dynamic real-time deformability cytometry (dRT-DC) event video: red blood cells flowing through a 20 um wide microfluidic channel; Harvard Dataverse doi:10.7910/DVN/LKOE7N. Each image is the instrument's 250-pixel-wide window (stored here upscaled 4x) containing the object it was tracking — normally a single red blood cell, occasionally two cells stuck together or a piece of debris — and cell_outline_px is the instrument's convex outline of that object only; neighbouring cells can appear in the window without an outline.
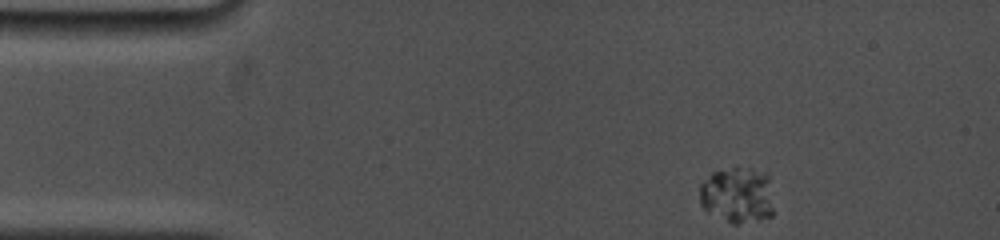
{"species": "common noctule bat (a hibernating species)", "species_latin": "Nyctalus noctula", "temperature_condition": "cold", "stored_images_in_passage": 31, "camera_frame_rate_fps": 5000, "um_per_image_px": 0.085, "animal": {"sex": "female", "body_mass_g": 19.0, "forearm_length_mm": 53.3}, "frame": {"image": 1, "passage_image": 1, "time_ms": 0.0, "image_size_px": [1000, 240], "cell_outline_px": [[776, 212], [772, 216], [756, 220], [736, 224], [732, 224], [708, 212], [700, 204], [700, 184], [712, 172], [732, 168], [752, 168], [768, 172]], "centroid_in_image_um": [62.74, 16.58], "position_along_channel_um": 22.3, "area_um2": 24.74}}
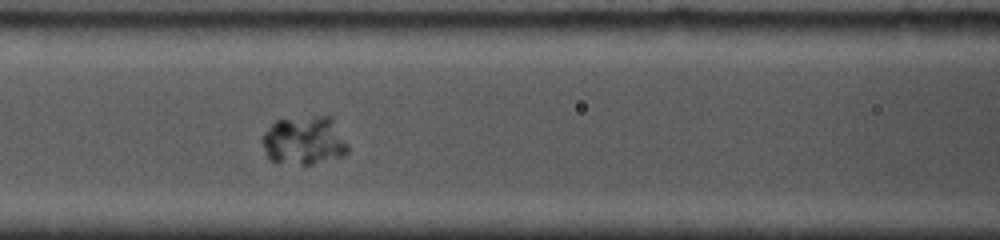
{"frame": {"image": 2, "passage_image": 13, "time_ms": 5.2, "image_size_px": [1000, 240], "cell_outline_px": [[348, 152], [344, 156], [312, 164], [280, 164], [268, 160], [264, 152], [260, 140], [264, 132], [276, 120], [316, 116], [332, 116], [348, 144]], "centroid_in_image_um": [25.83, 11.97], "position_along_channel_um": 140.8, "area_um2": 24.74}}
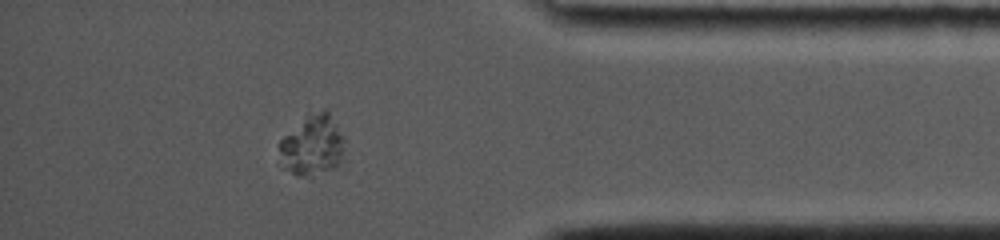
{"frame": {"image": 3, "passage_image": 27, "time_ms": 12.8, "image_size_px": [1000, 240], "cell_outline_px": [[344, 140], [340, 164], [336, 168], [312, 176], [296, 176], [280, 168], [276, 164], [280, 140], [284, 136], [308, 116], [324, 108], [328, 108]], "centroid_in_image_um": [26.49, 12.42], "position_along_channel_um": 408.7, "area_um2": 23.41}}